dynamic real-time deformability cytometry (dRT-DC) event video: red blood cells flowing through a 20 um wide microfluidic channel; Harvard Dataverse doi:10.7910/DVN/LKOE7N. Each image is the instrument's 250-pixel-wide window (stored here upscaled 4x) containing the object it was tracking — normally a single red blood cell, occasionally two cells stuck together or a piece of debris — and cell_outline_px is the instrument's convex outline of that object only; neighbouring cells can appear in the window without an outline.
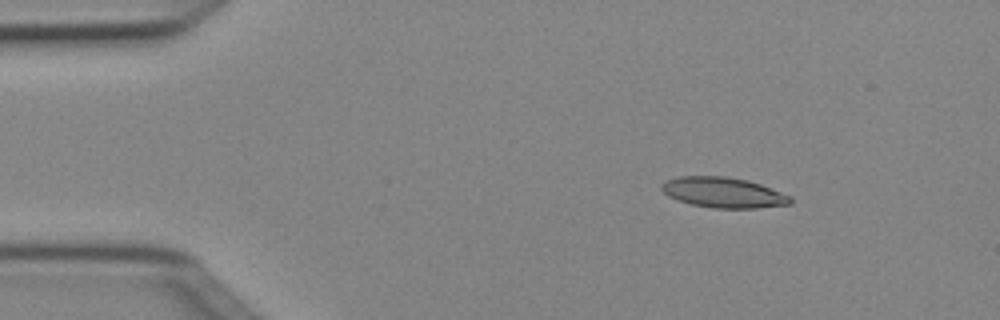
{"species": "Egyptian fruit bat (a non-hibernating species)", "species_latin": "Rousettus aegyptiacus", "temperature_condition": "cold", "stored_images_in_passage": 4, "camera_frame_rate_fps": 3000, "um_per_image_px": 0.085, "animal": {"sex": "female"}, "frame": {"image": 1, "passage_image": 2, "time_ms": 0.333, "image_size_px": [1000, 320], "cell_outline_px": [[792, 204], [756, 208], [712, 208], [692, 204], [668, 196], [660, 188], [660, 184], [664, 180], [680, 176], [724, 176], [748, 180], [760, 184], [792, 196]], "centroid_in_image_um": [61.48, 16.36], "position_along_channel_um": 23.5, "area_um2": 22.89}}